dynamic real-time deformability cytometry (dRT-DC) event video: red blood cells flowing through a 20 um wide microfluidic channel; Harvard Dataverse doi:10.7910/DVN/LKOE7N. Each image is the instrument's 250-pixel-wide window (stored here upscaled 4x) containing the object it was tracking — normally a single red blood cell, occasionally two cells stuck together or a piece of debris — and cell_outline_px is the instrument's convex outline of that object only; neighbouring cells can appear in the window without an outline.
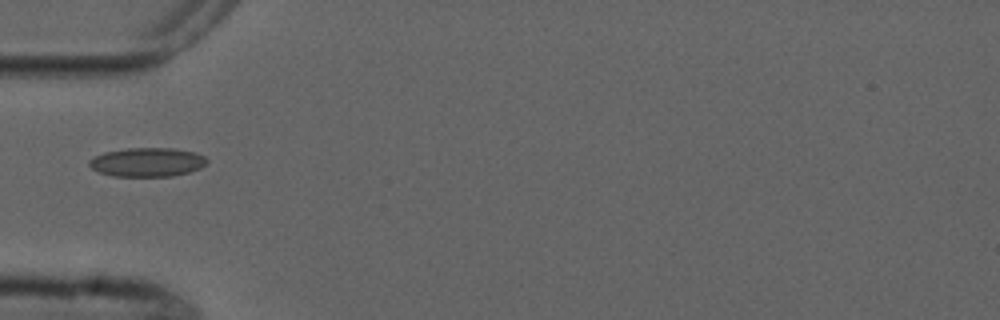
{"species": "common noctule bat (a hibernating species)", "species_latin": "Nyctalus noctula", "temperature_condition": "cold", "stored_images_in_passage": 8, "camera_frame_rate_fps": 3000, "um_per_image_px": 0.085, "animal": {"sex": "male", "forearm_length_mm": 52.5}, "frame": {"image": 1, "passage_image": 5, "time_ms": 5.667, "image_size_px": [1000, 320], "cell_outline_px": [[208, 160], [200, 168], [188, 172], [172, 176], [112, 176], [100, 172], [92, 168], [88, 164], [88, 160], [104, 152], [128, 148], [172, 148], [196, 152], [204, 156]], "centroid_in_image_um": [12.51, 13.78], "position_along_channel_um": 72.5, "area_um2": 19.77}}
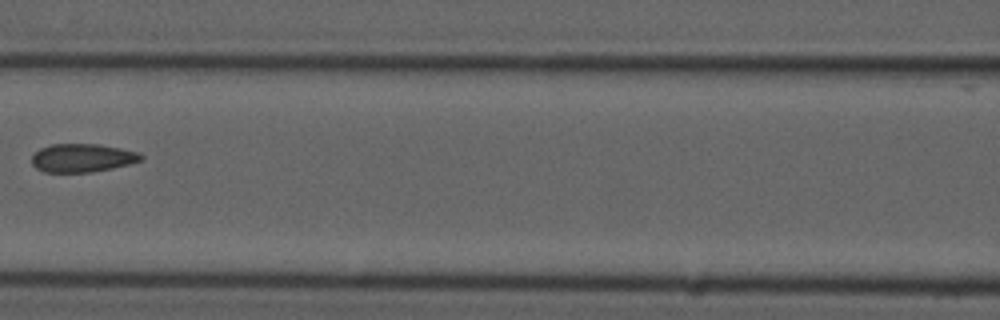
{"frame": {"image": 2, "passage_image": 7, "time_ms": 8.0, "image_size_px": [1000, 320], "cell_outline_px": [[144, 156], [140, 160], [128, 164], [112, 168], [92, 172], [44, 172], [36, 168], [32, 164], [32, 156], [40, 148], [52, 144], [100, 144], [140, 152]], "centroid_in_image_um": [6.99, 13.42], "position_along_channel_um": 159.6, "area_um2": 18.03}}
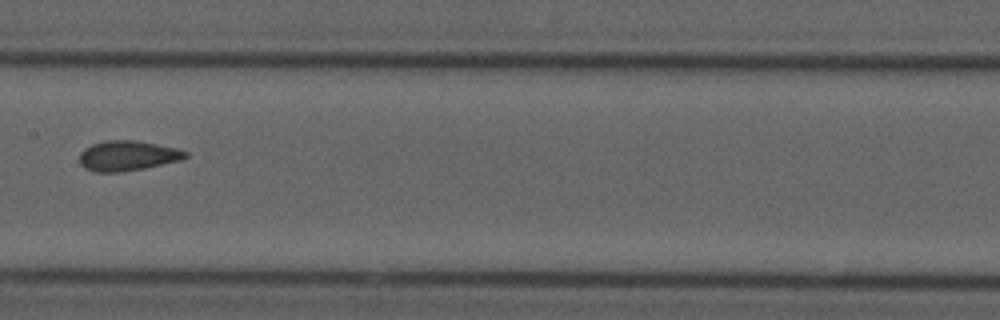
{"frame": {"image": 3, "passage_image": 8, "time_ms": 9.0, "image_size_px": [1000, 320], "cell_outline_px": [[188, 156], [180, 160], [144, 168], [120, 172], [96, 172], [84, 168], [80, 164], [80, 152], [84, 148], [92, 144], [108, 140], [132, 140], [156, 144], [176, 148], [188, 152]], "centroid_in_image_um": [10.82, 13.24], "position_along_channel_um": 196.6, "area_um2": 18.44}}